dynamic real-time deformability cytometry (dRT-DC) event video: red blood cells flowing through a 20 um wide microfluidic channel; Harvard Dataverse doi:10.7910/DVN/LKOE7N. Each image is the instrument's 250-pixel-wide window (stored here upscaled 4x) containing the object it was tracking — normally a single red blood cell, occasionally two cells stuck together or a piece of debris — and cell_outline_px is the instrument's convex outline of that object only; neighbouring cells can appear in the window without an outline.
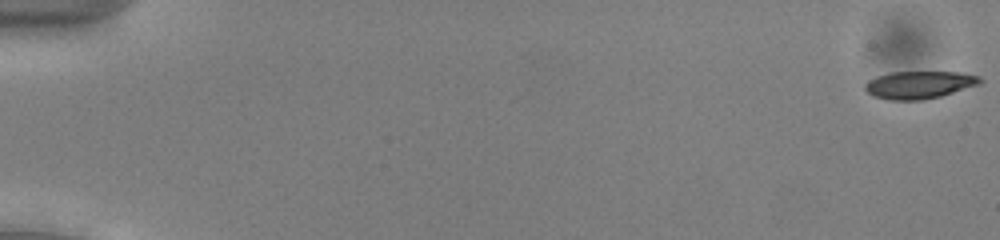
{"species": "common noctule bat (a hibernating species)", "species_latin": "Nyctalus noctula", "temperature_condition": "cold", "stored_images_in_passage": 54, "camera_frame_rate_fps": 3000, "um_per_image_px": 0.085, "animal": {"sex": "male", "body_mass_g": 13.0, "forearm_length_mm": 53.1}, "frame": {"image": 1, "passage_image": 1, "time_ms": 0.0, "image_size_px": [1000, 240], "cell_outline_px": [[984, 80], [980, 84], [940, 96], [924, 100], [888, 100], [872, 96], [864, 88], [864, 84], [868, 80], [876, 76], [892, 72], [956, 72], [980, 76]], "centroid_in_image_um": [78.11, 7.21], "position_along_channel_um": 6.9, "area_um2": 18.55}}
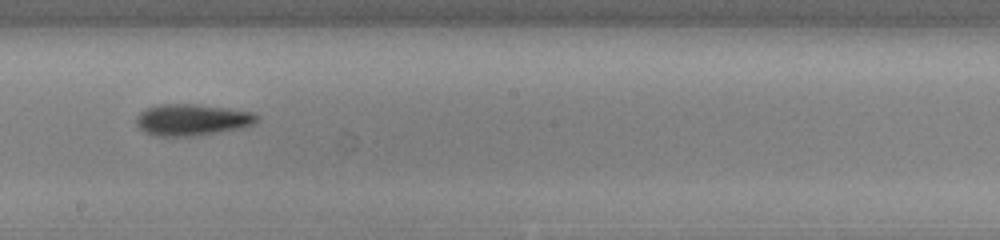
{"frame": {"image": 2, "passage_image": 32, "time_ms": 10.333, "image_size_px": [1000, 240], "cell_outline_px": [[260, 116], [252, 124], [244, 128], [192, 136], [156, 136], [144, 132], [136, 124], [136, 116], [144, 108], [156, 104], [196, 104], [228, 108], [252, 112]], "centroid_in_image_um": [16.29, 10.17], "position_along_channel_um": 231.9, "area_um2": 22.31}}
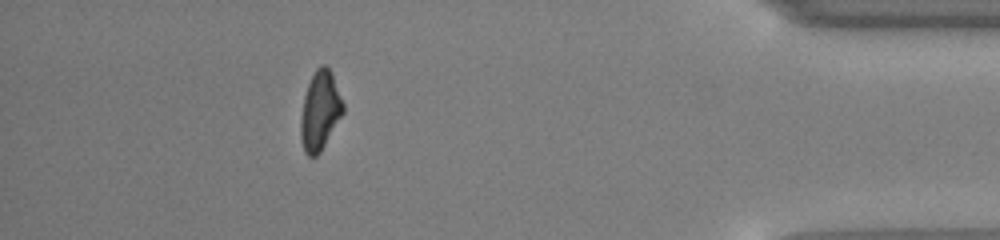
{"frame": {"image": 3, "passage_image": 49, "time_ms": 16.0, "image_size_px": [1000, 240], "cell_outline_px": [[344, 112], [320, 152], [316, 156], [308, 156], [304, 152], [300, 136], [300, 116], [304, 96], [308, 84], [316, 68], [320, 64], [324, 64], [332, 72], [344, 104]], "centroid_in_image_um": [27.19, 9.4], "position_along_channel_um": 408.0, "area_um2": 19.59}, "authors_computed_cell_mechanics": {"area_um2": 20.1722, "velocity_mm_per_s": 3.9039, "shape_relaxation_time_tau1_ms": 3.2527, "shape_relaxation_time_tau2_ms": 4.0486, "deformation_change_tau1": 0.1471, "deformation_change_tau2": 0.1532}}